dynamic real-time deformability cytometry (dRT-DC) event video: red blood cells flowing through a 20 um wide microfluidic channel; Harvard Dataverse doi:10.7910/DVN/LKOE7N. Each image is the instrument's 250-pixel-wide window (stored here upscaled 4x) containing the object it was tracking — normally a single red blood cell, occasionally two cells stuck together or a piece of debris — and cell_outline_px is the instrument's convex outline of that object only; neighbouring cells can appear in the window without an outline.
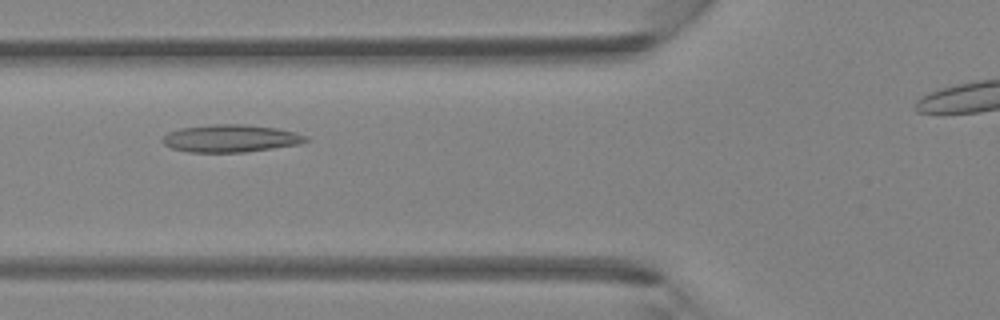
{"species": "Egyptian fruit bat (a non-hibernating species)", "species_latin": "Rousettus aegyptiacus", "temperature_condition": "room temperature", "stored_images_in_passage": 6, "camera_frame_rate_fps": 3000, "um_per_image_px": 0.085, "animal": {"sex": "female"}, "frame": {"image": 1, "passage_image": 5, "time_ms": 1.333, "image_size_px": [1000, 320], "cell_outline_px": [[312, 140], [300, 144], [244, 152], [188, 152], [172, 148], [164, 144], [160, 140], [168, 132], [180, 128], [212, 124], [244, 124], [276, 128], [296, 132], [308, 136]], "centroid_in_image_um": [19.63, 11.76], "position_along_channel_um": 106.2, "area_um2": 23.12}}
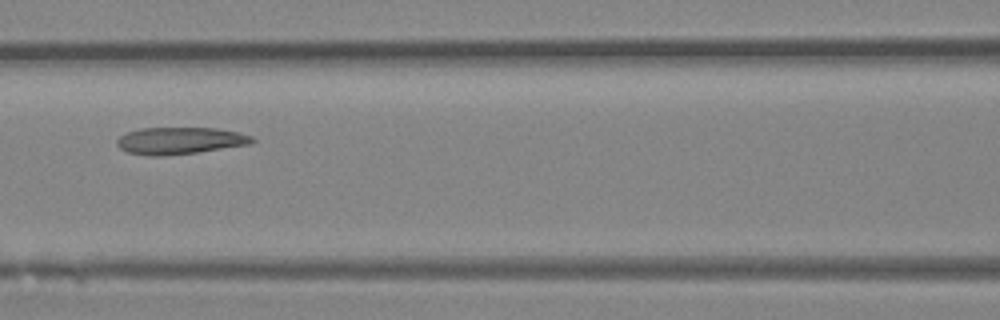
{"frame": {"image": 2, "passage_image": 6, "time_ms": 1.667, "image_size_px": [1000, 320], "cell_outline_px": [[256, 140], [252, 144], [196, 152], [160, 156], [148, 156], [128, 152], [120, 148], [116, 144], [116, 140], [120, 136], [128, 132], [140, 128], [216, 128], [236, 132], [252, 136]], "centroid_in_image_um": [15.28, 11.96], "position_along_channel_um": 151.3, "area_um2": 21.15}}